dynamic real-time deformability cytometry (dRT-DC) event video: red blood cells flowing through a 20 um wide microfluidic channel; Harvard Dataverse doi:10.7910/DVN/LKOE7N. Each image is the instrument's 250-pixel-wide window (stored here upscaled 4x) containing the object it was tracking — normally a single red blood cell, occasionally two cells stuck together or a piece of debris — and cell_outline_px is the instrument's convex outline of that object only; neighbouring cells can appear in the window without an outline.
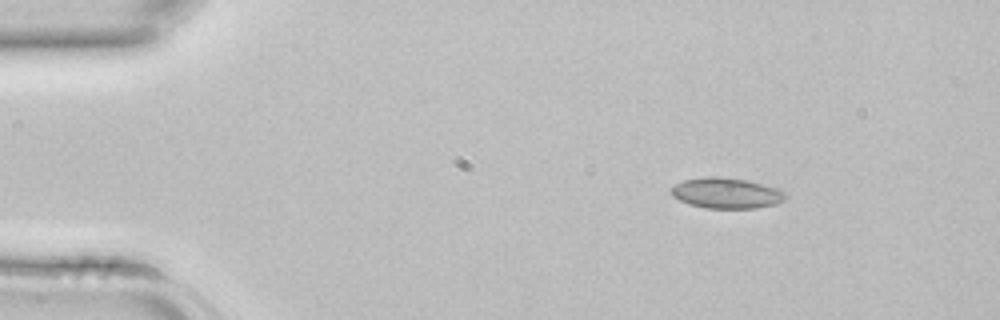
{"species": "common noctule bat (a hibernating species)", "species_latin": "Nyctalus noctula", "temperature_condition": "room temperature", "stored_images_in_passage": 3, "camera_frame_rate_fps": 3000, "um_per_image_px": 0.085, "animal": {"sex": "female", "body_mass_g": 22.7, "forearm_length_mm": 54.2}, "frame": {"image": 1, "passage_image": 1, "time_ms": 0.0, "image_size_px": [1000, 320], "cell_outline_px": [[788, 196], [784, 200], [776, 204], [756, 208], [704, 208], [688, 204], [672, 196], [668, 188], [684, 180], [708, 176], [720, 176], [748, 180], [780, 188], [788, 192]], "centroid_in_image_um": [61.77, 16.41], "position_along_channel_um": 23.2, "area_um2": 20.87}}
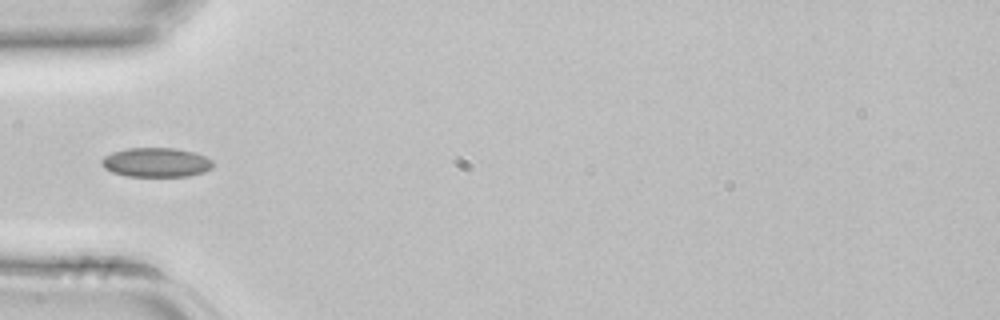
{"frame": {"image": 2, "passage_image": 3, "time_ms": 0.667, "image_size_px": [1000, 320], "cell_outline_px": [[212, 168], [204, 172], [188, 176], [128, 176], [112, 172], [104, 168], [100, 164], [100, 160], [104, 156], [112, 152], [128, 148], [176, 148], [192, 152], [204, 156], [212, 160]], "centroid_in_image_um": [13.24, 13.8], "position_along_channel_um": 71.8, "area_um2": 19.02}}